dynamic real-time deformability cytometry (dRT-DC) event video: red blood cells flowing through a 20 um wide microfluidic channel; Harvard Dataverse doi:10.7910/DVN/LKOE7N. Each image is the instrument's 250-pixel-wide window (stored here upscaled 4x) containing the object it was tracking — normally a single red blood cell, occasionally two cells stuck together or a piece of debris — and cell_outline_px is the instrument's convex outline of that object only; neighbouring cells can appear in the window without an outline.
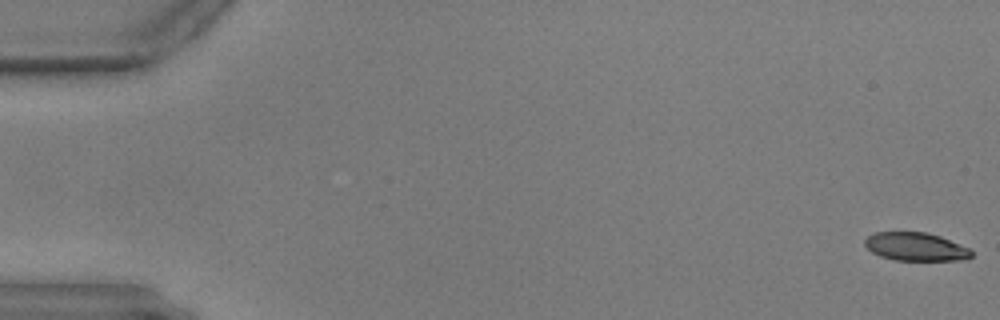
{"species": "common noctule bat (a hibernating species)", "species_latin": "Nyctalus noctula", "temperature_condition": "warm", "stored_images_in_passage": 58, "camera_frame_rate_fps": 3000, "um_per_image_px": 0.085, "animal": {"sex": "male", "body_mass_g": 17.9, "forearm_length_mm": 54.2}, "frame": {"image": 1, "passage_image": 1, "time_ms": 0.0, "image_size_px": [1000, 320], "cell_outline_px": [[972, 256], [968, 260], [896, 260], [880, 256], [872, 252], [864, 244], [864, 240], [868, 236], [876, 232], [928, 232], [940, 236], [968, 248], [972, 252]], "centroid_in_image_um": [77.84, 20.97], "position_along_channel_um": 7.2, "area_um2": 17.51}}
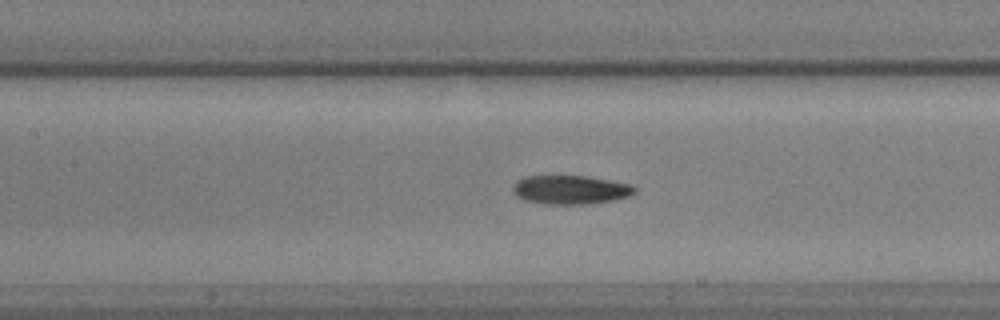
{"frame": {"image": 2, "passage_image": 27, "time_ms": 8.667, "image_size_px": [1000, 320], "cell_outline_px": [[636, 192], [628, 196], [612, 200], [588, 204], [544, 204], [524, 200], [516, 196], [512, 192], [512, 188], [520, 180], [528, 176], [588, 176], [632, 184], [636, 188]], "centroid_in_image_um": [48.51, 16.13], "position_along_channel_um": 158.9, "area_um2": 20.4}}
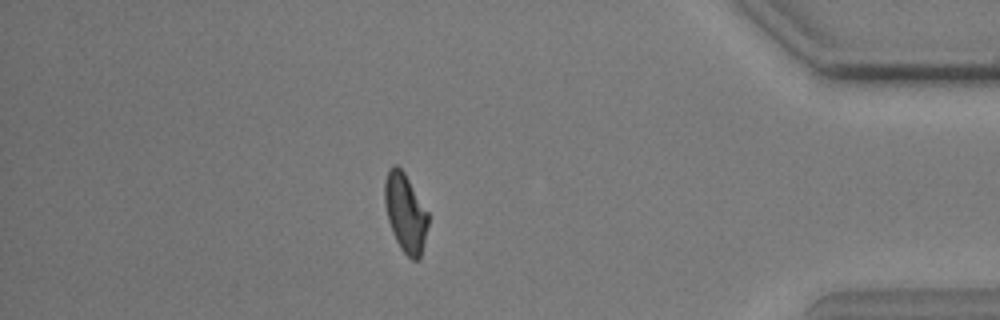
{"frame": {"image": 3, "passage_image": 51, "time_ms": 16.667, "image_size_px": [1000, 320], "cell_outline_px": [[428, 224], [424, 244], [420, 256], [416, 260], [412, 260], [400, 248], [392, 232], [388, 220], [384, 204], [384, 184], [388, 168], [392, 164], [396, 164], [404, 172], [428, 212]], "centroid_in_image_um": [34.44, 18.07], "position_along_channel_um": 400.8, "area_um2": 19.88}}